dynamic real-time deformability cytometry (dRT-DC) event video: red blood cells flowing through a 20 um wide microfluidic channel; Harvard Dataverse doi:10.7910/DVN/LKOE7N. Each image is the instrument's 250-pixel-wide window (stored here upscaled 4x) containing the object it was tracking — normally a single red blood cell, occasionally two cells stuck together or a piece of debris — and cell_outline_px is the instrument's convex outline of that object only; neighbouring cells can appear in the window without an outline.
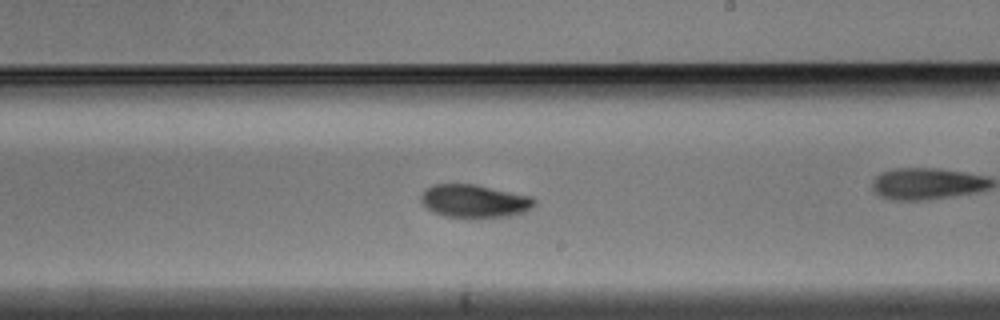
{"species": "Egyptian fruit bat (a non-hibernating species)", "species_latin": "Rousettus aegyptiacus", "temperature_condition": "warm", "stored_images_in_passage": 36, "camera_frame_rate_fps": 3000, "um_per_image_px": 0.085, "animal": {"sex": "male"}, "frame": {"image": 1, "passage_image": 16, "time_ms": 5.0, "image_size_px": [1000, 320], "cell_outline_px": [[536, 204], [532, 208], [524, 212], [508, 216], [444, 216], [432, 212], [420, 200], [420, 196], [424, 188], [432, 184], [476, 184], [532, 196], [536, 200]], "centroid_in_image_um": [40.32, 17.06], "position_along_channel_um": 248.7, "area_um2": 21.73}}
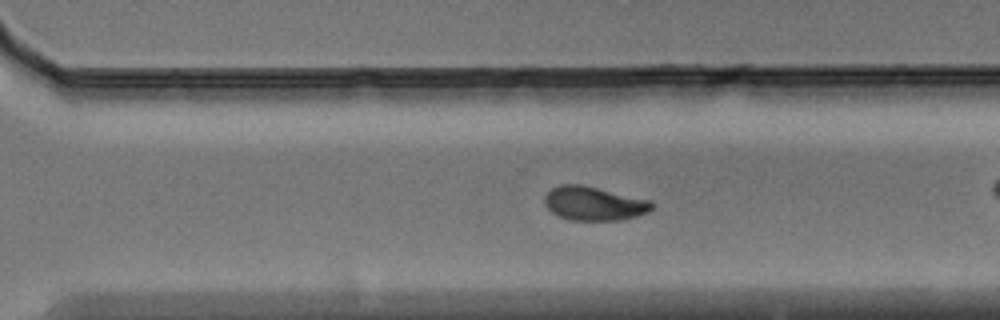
{"frame": {"image": 2, "passage_image": 21, "time_ms": 6.667, "image_size_px": [1000, 320], "cell_outline_px": [[652, 208], [648, 212], [636, 216], [620, 220], [572, 220], [560, 216], [552, 212], [544, 204], [544, 196], [552, 188], [560, 184], [580, 184], [652, 200]], "centroid_in_image_um": [50.48, 17.29], "position_along_channel_um": 320.1, "area_um2": 21.1}}
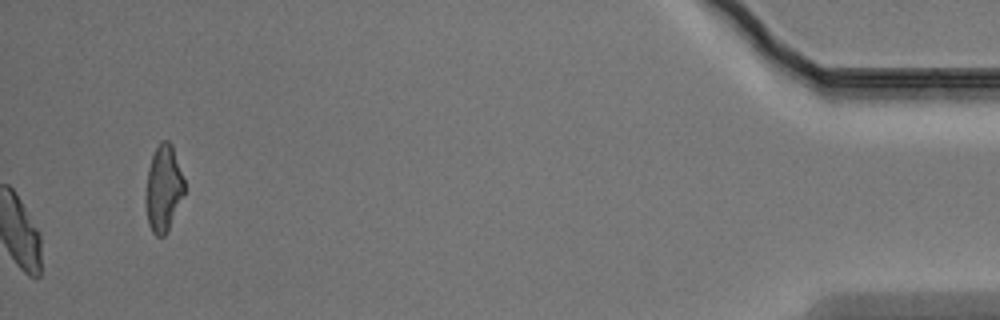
{"frame": {"image": 3, "passage_image": 36, "time_ms": 11.667, "image_size_px": [1000, 320], "cell_outline_px": [[184, 192], [168, 228], [164, 236], [156, 236], [152, 232], [148, 224], [144, 204], [144, 196], [148, 168], [152, 156], [160, 140], [168, 140], [172, 144], [184, 180]], "centroid_in_image_um": [13.85, 16.0], "position_along_channel_um": 421.4, "area_um2": 19.42}}